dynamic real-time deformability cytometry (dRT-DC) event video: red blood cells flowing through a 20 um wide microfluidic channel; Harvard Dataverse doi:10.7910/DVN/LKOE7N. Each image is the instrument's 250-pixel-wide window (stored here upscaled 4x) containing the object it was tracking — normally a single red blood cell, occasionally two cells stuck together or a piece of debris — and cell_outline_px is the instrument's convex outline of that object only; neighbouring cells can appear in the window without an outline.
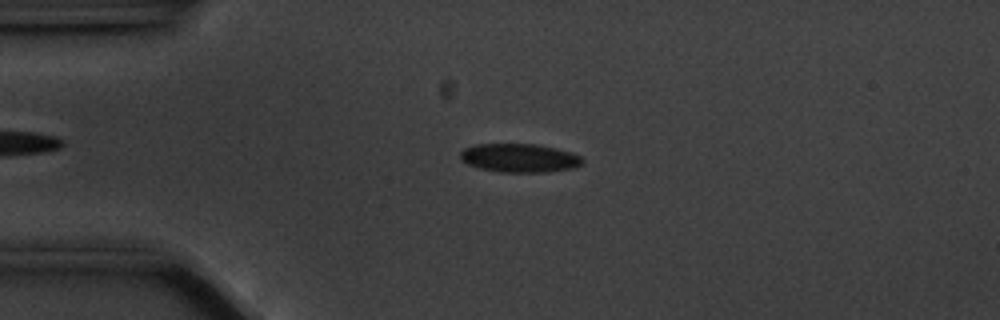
{"species": "common noctule bat (a hibernating species)", "species_latin": "Nyctalus noctula", "temperature_condition": "cold", "stored_images_in_passage": 52, "camera_frame_rate_fps": 3000, "um_per_image_px": 0.085, "animal": {"sex": "male", "body_mass_g": 20.1, "forearm_length_mm": 53.5}, "frame": {"image": 1, "passage_image": 9, "time_ms": 2.667, "image_size_px": [1000, 320], "cell_outline_px": [[584, 164], [572, 168], [544, 172], [504, 172], [480, 168], [468, 164], [460, 156], [460, 152], [464, 148], [476, 144], [536, 144], [556, 148], [572, 152], [580, 156], [584, 160]], "centroid_in_image_um": [44.19, 13.42], "position_along_channel_um": 40.8, "area_um2": 20.29}}
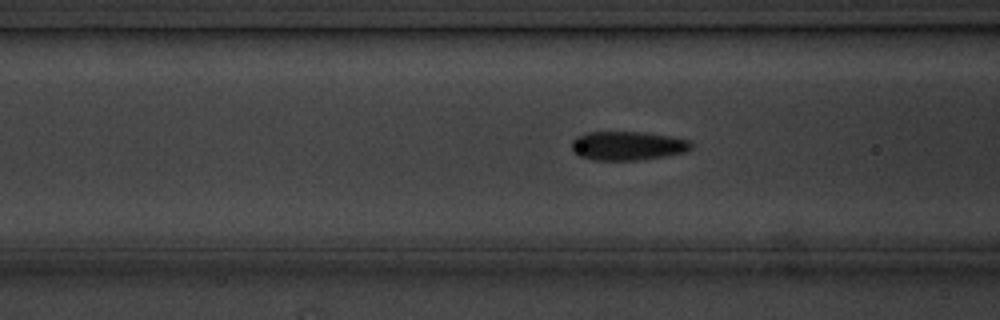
{"frame": {"image": 2, "passage_image": 17, "time_ms": 5.333, "image_size_px": [1000, 320], "cell_outline_px": [[692, 148], [684, 152], [664, 156], [636, 160], [592, 160], [580, 156], [572, 152], [572, 140], [576, 136], [588, 132], [644, 132], [672, 136], [688, 140], [692, 144]], "centroid_in_image_um": [53.32, 12.38], "position_along_channel_um": 113.3, "area_um2": 20.17}}
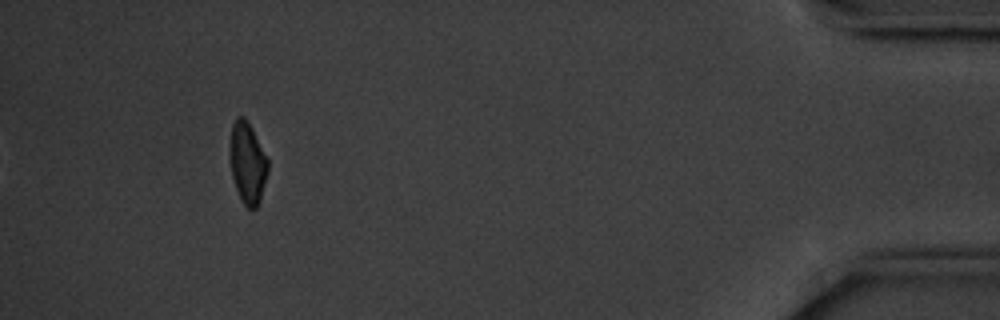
{"frame": {"image": 3, "passage_image": 48, "time_ms": 15.667, "image_size_px": [1000, 320], "cell_outline_px": [[268, 172], [260, 200], [256, 208], [248, 208], [244, 204], [236, 188], [232, 176], [228, 152], [232, 124], [236, 116], [244, 116], [248, 120], [268, 160]], "centroid_in_image_um": [21.02, 13.8], "position_along_channel_um": 414.2, "area_um2": 18.15}, "authors_computed_cell_mechanics": {"area_um2": 19.8254, "velocity_mm_per_s": 3.553, "shape_relaxation_time_tau1_ms": 3.1829, "shape_relaxation_time_tau2_ms": 6.6433, "deformation_change_tau1": 0.0916, "deformation_change_tau2": 0.1031}}